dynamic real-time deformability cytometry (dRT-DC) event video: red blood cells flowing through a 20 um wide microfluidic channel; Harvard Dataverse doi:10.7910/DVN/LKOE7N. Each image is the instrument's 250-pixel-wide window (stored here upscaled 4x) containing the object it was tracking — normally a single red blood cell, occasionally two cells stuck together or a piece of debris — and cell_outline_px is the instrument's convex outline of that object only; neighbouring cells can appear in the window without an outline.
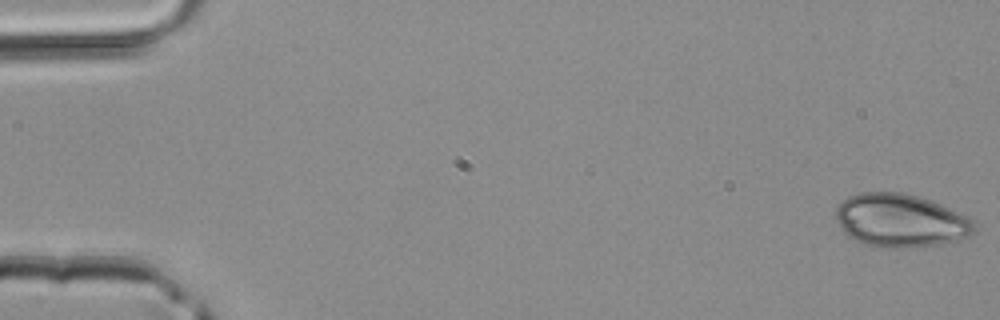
{"species": "common noctule bat (a hibernating species)", "species_latin": "Nyctalus noctula", "temperature_condition": "room temperature", "stored_images_in_passage": 5, "camera_frame_rate_fps": 3000, "um_per_image_px": 0.085, "animal": {"sex": "male", "body_mass_g": 20.4}, "frame": {"image": 1, "passage_image": 1, "time_ms": 0.0, "image_size_px": [1000, 320], "cell_outline_px": [[976, 228], [968, 236], [956, 240], [940, 244], [884, 248], [880, 248], [856, 240], [848, 236], [840, 228], [836, 220], [836, 204], [848, 196], [860, 192], [904, 192], [920, 196], [960, 212], [972, 220]], "centroid_in_image_um": [76.5, 18.71], "position_along_channel_um": 8.5, "area_um2": 42.89}}